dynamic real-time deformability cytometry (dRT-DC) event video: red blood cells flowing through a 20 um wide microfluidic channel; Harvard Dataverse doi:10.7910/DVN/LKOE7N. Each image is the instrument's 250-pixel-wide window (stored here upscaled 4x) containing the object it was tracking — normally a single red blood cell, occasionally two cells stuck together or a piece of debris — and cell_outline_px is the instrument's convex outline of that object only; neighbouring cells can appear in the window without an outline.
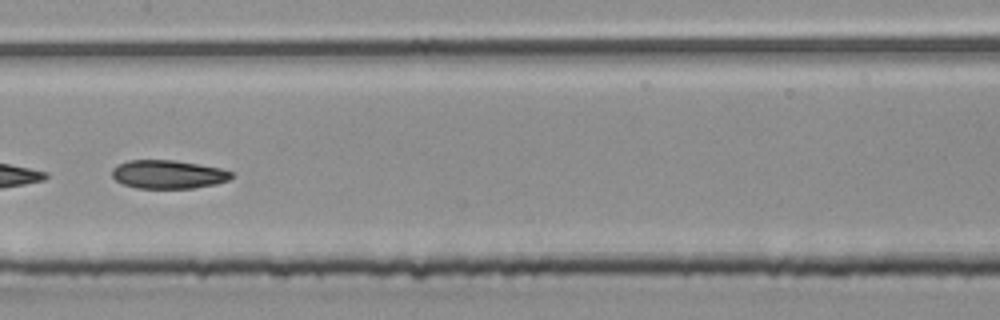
{"species": "common noctule bat (a hibernating species)", "species_latin": "Nyctalus noctula", "temperature_condition": "room temperature", "stored_images_in_passage": 37, "segment_of_instrument_passage": [2, 2], "camera_frame_rate_fps": 3000, "um_per_image_px": 0.085, "animal": {"sex": "male", "body_mass_g": 20.4}, "frame": {"image": 1, "passage_image": 26, "time_ms": 8.333, "image_size_px": [1000, 320], "cell_outline_px": [[232, 176], [228, 180], [216, 184], [192, 188], [136, 188], [124, 184], [116, 180], [112, 176], [112, 168], [116, 164], [128, 160], [176, 160], [200, 164], [220, 168], [232, 172]], "centroid_in_image_um": [14.27, 14.81], "position_along_channel_um": 193.1, "area_um2": 19.88}}
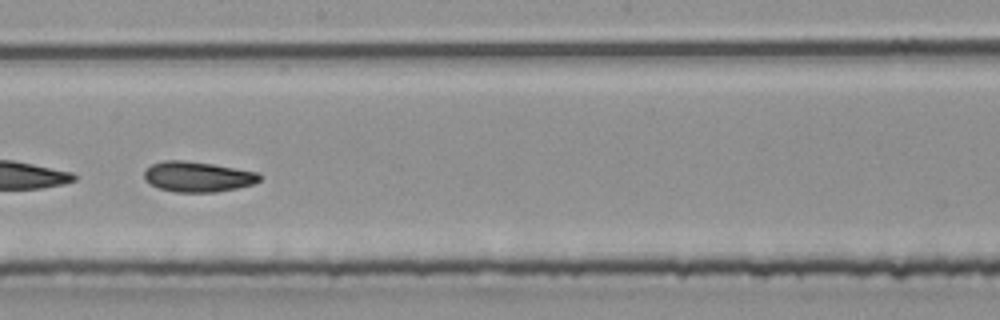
{"frame": {"image": 2, "passage_image": 29, "time_ms": 9.333, "image_size_px": [1000, 320], "cell_outline_px": [[264, 176], [260, 180], [252, 184], [236, 188], [216, 192], [176, 192], [160, 188], [144, 180], [144, 172], [152, 164], [164, 160], [184, 160], [212, 164], [256, 172]], "centroid_in_image_um": [16.81, 15.02], "position_along_channel_um": 231.4, "area_um2": 20.23}}
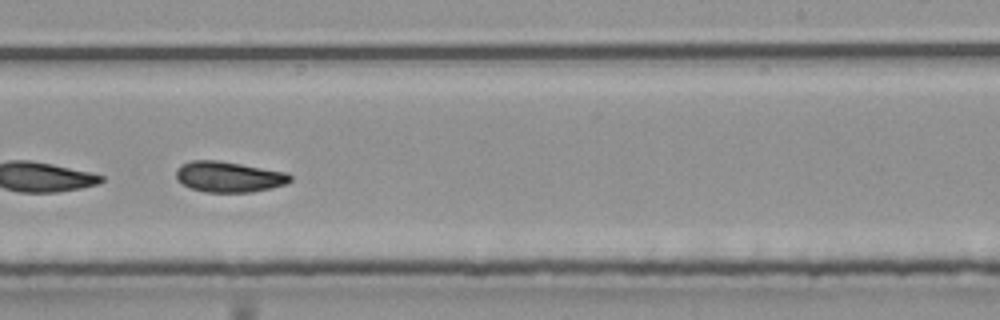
{"frame": {"image": 3, "passage_image": 32, "time_ms": 10.333, "image_size_px": [1000, 320], "cell_outline_px": [[292, 180], [288, 184], [272, 188], [252, 192], [204, 192], [192, 188], [176, 180], [176, 168], [180, 164], [192, 160], [220, 160], [288, 172], [292, 176]], "centroid_in_image_um": [19.48, 15.02], "position_along_channel_um": 269.5, "area_um2": 20.75}}